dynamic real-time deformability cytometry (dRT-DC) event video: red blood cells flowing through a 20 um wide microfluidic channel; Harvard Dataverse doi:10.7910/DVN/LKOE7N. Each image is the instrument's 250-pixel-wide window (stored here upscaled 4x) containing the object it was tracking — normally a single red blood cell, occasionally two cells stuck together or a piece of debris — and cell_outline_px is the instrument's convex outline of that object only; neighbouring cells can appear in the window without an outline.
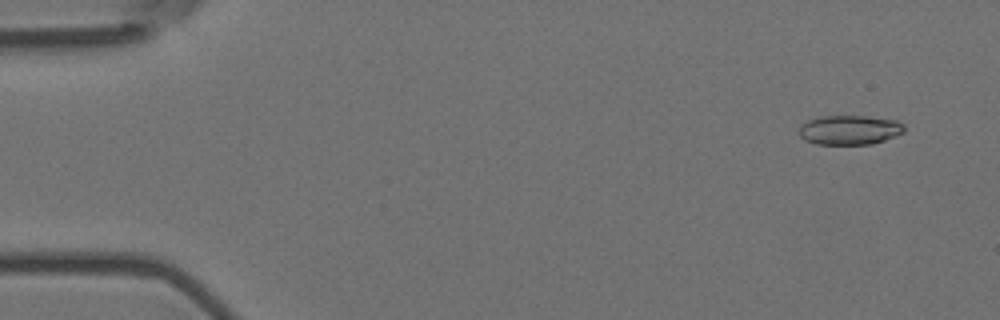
{"species": "Egyptian fruit bat (a non-hibernating species)", "species_latin": "Rousettus aegyptiacus", "temperature_condition": "room temperature", "stored_images_in_passage": 5, "camera_frame_rate_fps": 3000, "um_per_image_px": 0.085, "animal": {"sex": "female"}, "frame": {"image": 1, "passage_image": 1, "time_ms": 0.0, "image_size_px": [1000, 320], "cell_outline_px": [[904, 132], [896, 136], [872, 144], [816, 144], [804, 140], [800, 136], [800, 124], [808, 120], [820, 116], [868, 116], [896, 120], [904, 124]], "centroid_in_image_um": [72.22, 11.04], "position_along_channel_um": 12.8, "area_um2": 18.15}}